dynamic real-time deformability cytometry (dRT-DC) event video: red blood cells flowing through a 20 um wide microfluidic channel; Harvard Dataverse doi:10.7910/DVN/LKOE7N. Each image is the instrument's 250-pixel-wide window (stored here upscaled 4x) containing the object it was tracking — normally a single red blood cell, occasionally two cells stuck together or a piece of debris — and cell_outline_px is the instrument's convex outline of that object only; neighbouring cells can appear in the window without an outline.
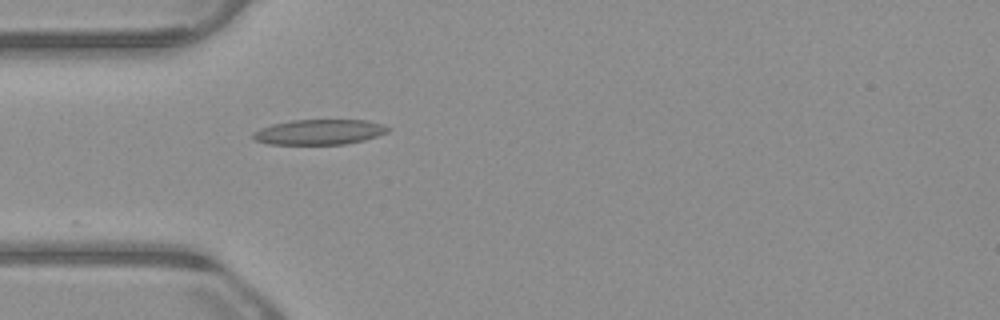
{"species": "common noctule bat (a hibernating species)", "species_latin": "Nyctalus noctula", "temperature_condition": "warm", "stored_images_in_passage": 10, "camera_frame_rate_fps": 3000, "um_per_image_px": 0.085, "animal": {"sex": "male", "body_mass_g": 23.1, "forearm_length_mm": 52.7}, "frame": {"image": 1, "passage_image": 1, "time_ms": 0.0, "image_size_px": [1000, 320], "cell_outline_px": [[392, 128], [388, 132], [364, 140], [344, 144], [268, 144], [256, 140], [252, 136], [252, 132], [260, 128], [272, 124], [292, 120], [368, 120], [384, 124]], "centroid_in_image_um": [27.16, 11.21], "position_along_channel_um": 57.8, "area_um2": 19.88}}
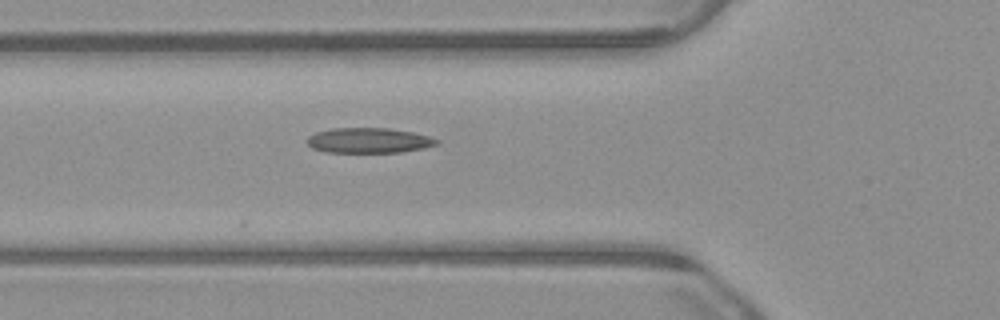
{"frame": {"image": 2, "passage_image": 4, "time_ms": 1.0, "image_size_px": [1000, 320], "cell_outline_px": [[440, 144], [424, 148], [400, 152], [324, 152], [312, 148], [308, 144], [308, 136], [316, 132], [332, 128], [388, 128], [412, 132], [428, 136], [440, 140]], "centroid_in_image_um": [31.36, 11.94], "position_along_channel_um": 94.4, "area_um2": 19.02}}
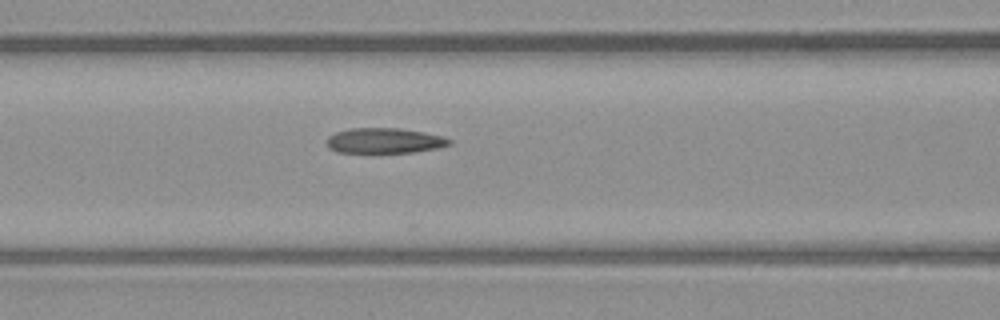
{"frame": {"image": 3, "passage_image": 7, "time_ms": 2.0, "image_size_px": [1000, 320], "cell_outline_px": [[452, 144], [436, 148], [412, 152], [336, 152], [328, 148], [328, 136], [336, 132], [348, 128], [400, 128], [424, 132], [444, 136], [452, 140]], "centroid_in_image_um": [32.69, 11.94], "position_along_channel_um": 133.9, "area_um2": 18.03}}